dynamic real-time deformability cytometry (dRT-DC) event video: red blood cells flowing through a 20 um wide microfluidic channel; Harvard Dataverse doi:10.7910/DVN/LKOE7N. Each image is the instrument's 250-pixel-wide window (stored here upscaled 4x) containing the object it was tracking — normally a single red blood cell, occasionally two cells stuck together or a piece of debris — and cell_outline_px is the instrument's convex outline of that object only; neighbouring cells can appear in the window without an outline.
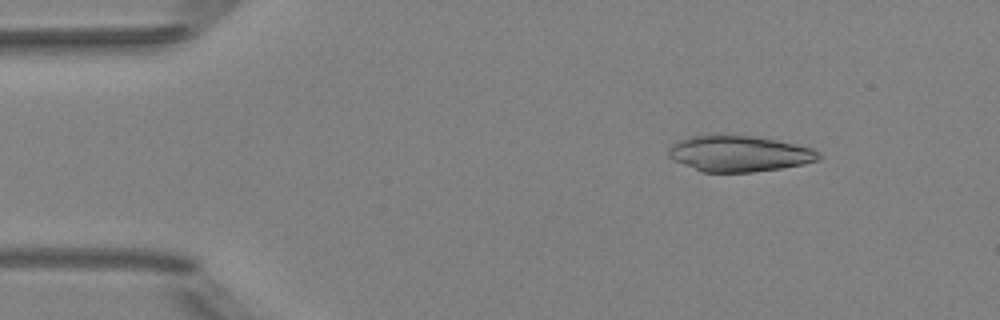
{"species": "Egyptian fruit bat (a non-hibernating species)", "species_latin": "Rousettus aegyptiacus", "temperature_condition": "room temperature", "stored_images_in_passage": 51, "camera_frame_rate_fps": 3000, "um_per_image_px": 0.085, "animal": {"sex": "female"}, "frame": {"image": 1, "passage_image": 7, "time_ms": 2.0, "image_size_px": [1000, 320], "cell_outline_px": [[820, 160], [804, 164], [780, 168], [752, 172], [700, 172], [668, 156], [668, 152], [672, 144], [680, 140], [692, 136], [708, 132], [712, 132], [760, 136], [796, 144], [812, 148], [820, 152]], "centroid_in_image_um": [62.83, 13.01], "position_along_channel_um": 22.2, "area_um2": 32.25}}
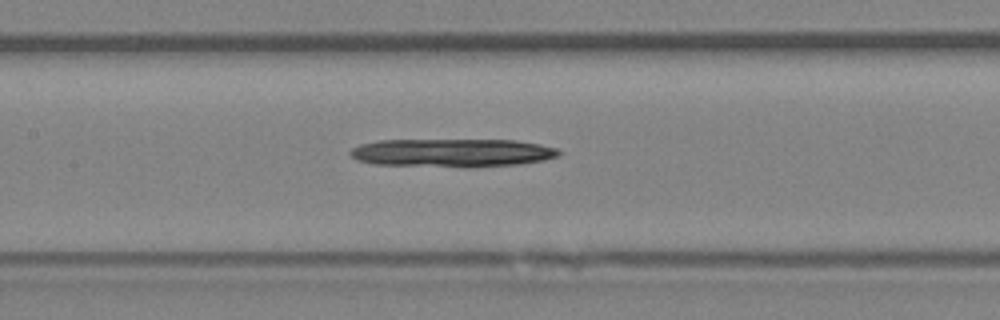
{"frame": {"image": 2, "passage_image": 24, "time_ms": 7.667, "image_size_px": [1000, 320], "cell_outline_px": [[560, 156], [544, 160], [516, 164], [468, 168], [376, 164], [356, 160], [348, 152], [352, 148], [360, 144], [380, 140], [516, 140], [540, 144], [556, 148], [560, 152]], "centroid_in_image_um": [38.44, 12.99], "position_along_channel_um": 169.0, "area_um2": 34.68}}
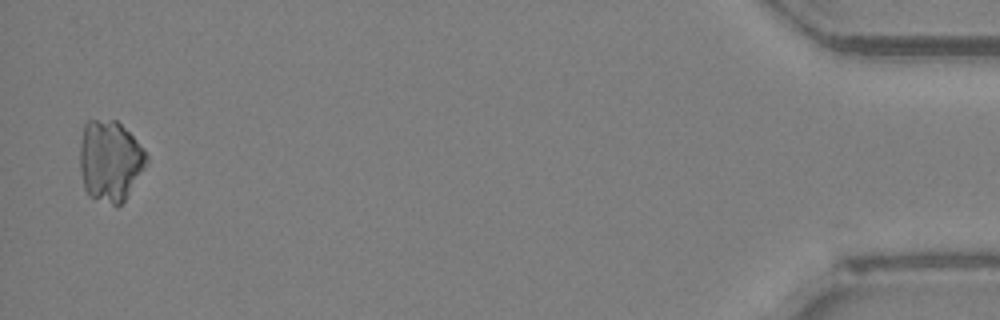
{"frame": {"image": 3, "passage_image": 50, "time_ms": 16.333, "image_size_px": [1000, 320], "cell_outline_px": [[148, 160], [144, 168], [124, 200], [116, 208], [88, 196], [84, 188], [80, 168], [80, 144], [84, 124], [88, 120], [116, 120], [136, 140], [148, 156]], "centroid_in_image_um": [9.32, 13.7], "position_along_channel_um": 425.9, "area_um2": 31.39}}